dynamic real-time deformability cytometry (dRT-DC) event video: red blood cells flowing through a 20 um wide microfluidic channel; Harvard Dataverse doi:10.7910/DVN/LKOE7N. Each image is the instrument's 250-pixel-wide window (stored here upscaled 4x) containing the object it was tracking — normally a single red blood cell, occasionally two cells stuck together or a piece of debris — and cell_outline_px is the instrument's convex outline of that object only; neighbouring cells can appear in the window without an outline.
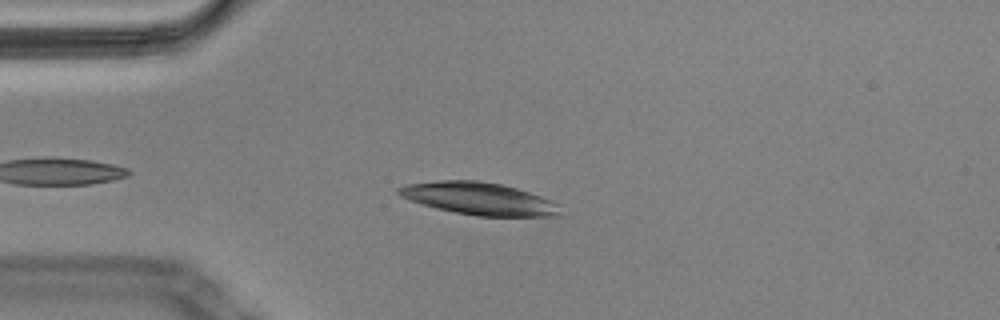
{"species": "Egyptian fruit bat (a non-hibernating species)", "species_latin": "Rousettus aegyptiacus", "temperature_condition": "cold", "stored_images_in_passage": 47, "camera_frame_rate_fps": 3000, "um_per_image_px": 0.085, "animal": {"sex": "male"}, "frame": {"image": 1, "passage_image": 7, "time_ms": 2.0, "image_size_px": [1000, 320], "cell_outline_px": [[564, 216], [476, 216], [436, 208], [420, 204], [400, 196], [396, 192], [396, 188], [404, 184], [440, 180], [476, 180], [500, 184], [516, 188], [540, 196], [556, 204]], "centroid_in_image_um": [40.66, 16.88], "position_along_channel_um": 44.3, "area_um2": 30.4}}
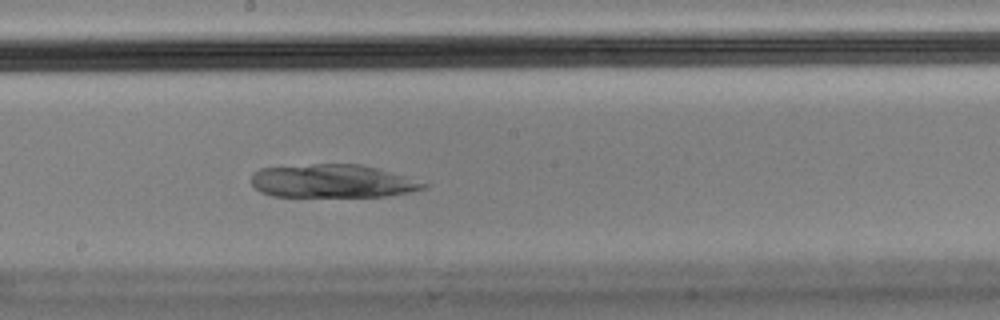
{"frame": {"image": 2, "passage_image": 24, "time_ms": 7.667, "image_size_px": [1000, 320], "cell_outline_px": [[428, 188], [388, 196], [272, 196], [260, 192], [252, 184], [252, 172], [260, 168], [312, 164], [360, 164], [376, 168], [428, 184]], "centroid_in_image_um": [28.21, 15.39], "position_along_channel_um": 220.0, "area_um2": 33.06}}
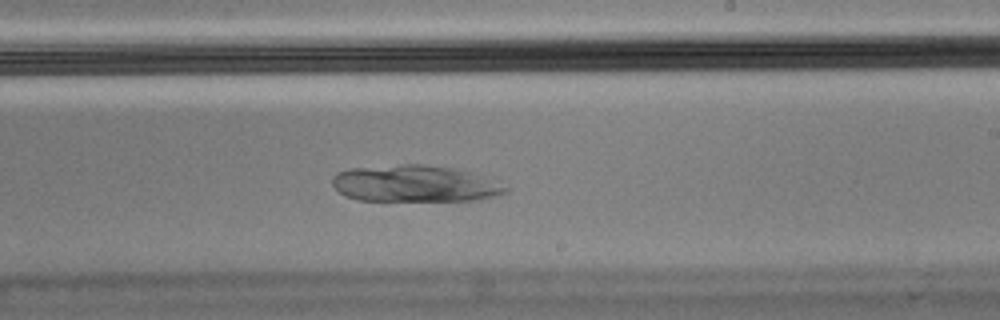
{"frame": {"image": 3, "passage_image": 27, "time_ms": 8.667, "image_size_px": [1000, 320], "cell_outline_px": [[508, 192], [480, 200], [360, 200], [344, 196], [332, 184], [332, 176], [336, 172], [348, 168], [404, 164], [424, 164], [452, 168], [468, 172], [480, 176], [508, 188]], "centroid_in_image_um": [35.18, 15.6], "position_along_channel_um": 253.8, "area_um2": 36.65}}